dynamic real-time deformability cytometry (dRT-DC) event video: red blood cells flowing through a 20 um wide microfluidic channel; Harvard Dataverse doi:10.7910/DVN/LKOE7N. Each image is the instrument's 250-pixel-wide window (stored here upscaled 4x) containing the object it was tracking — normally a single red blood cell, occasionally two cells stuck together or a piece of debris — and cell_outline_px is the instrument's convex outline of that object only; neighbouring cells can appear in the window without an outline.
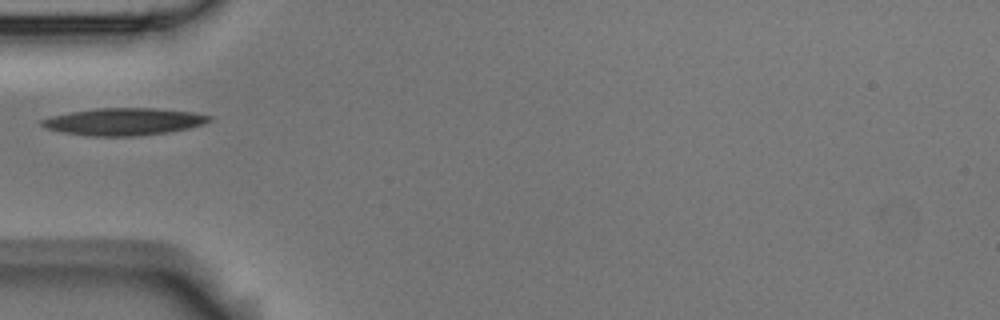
{"species": "Egyptian fruit bat (a non-hibernating species)", "species_latin": "Rousettus aegyptiacus", "temperature_condition": "room temperature", "stored_images_in_passage": 4, "camera_frame_rate_fps": 3000, "um_per_image_px": 0.085, "animal": {"sex": "male"}, "frame": {"image": 1, "passage_image": 1, "time_ms": 0.0, "image_size_px": [1000, 320], "cell_outline_px": [[212, 120], [204, 124], [188, 128], [168, 132], [140, 136], [88, 136], [60, 132], [44, 128], [40, 124], [40, 120], [52, 116], [72, 112], [96, 108], [152, 108], [192, 112], [212, 116]], "centroid_in_image_um": [10.51, 10.35], "position_along_channel_um": 74.5, "area_um2": 26.65}}
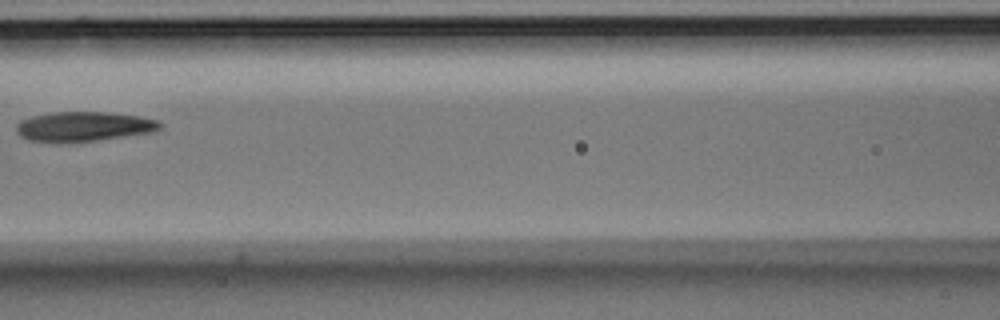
{"frame": {"image": 2, "passage_image": 3, "time_ms": 0.667, "image_size_px": [1000, 320], "cell_outline_px": [[164, 124], [160, 128], [152, 132], [68, 144], [56, 144], [28, 140], [20, 136], [16, 132], [16, 124], [20, 120], [32, 116], [52, 112], [104, 112], [136, 116], [156, 120]], "centroid_in_image_um": [7.02, 10.78], "position_along_channel_um": 159.6, "area_um2": 25.2}}
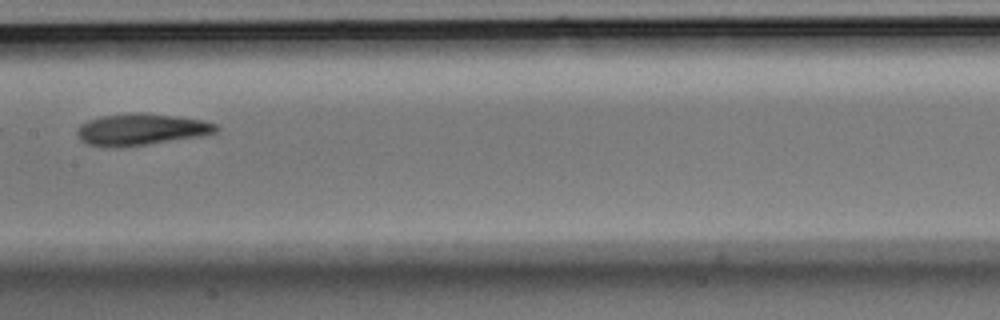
{"frame": {"image": 3, "passage_image": 4, "time_ms": 1.0, "image_size_px": [1000, 320], "cell_outline_px": [[220, 128], [216, 132], [204, 136], [148, 144], [116, 148], [108, 148], [88, 144], [80, 140], [76, 132], [80, 124], [88, 120], [104, 116], [140, 112], [176, 116], [204, 120], [216, 124]], "centroid_in_image_um": [12.01, 11.02], "position_along_channel_um": 195.4, "area_um2": 25.78}}